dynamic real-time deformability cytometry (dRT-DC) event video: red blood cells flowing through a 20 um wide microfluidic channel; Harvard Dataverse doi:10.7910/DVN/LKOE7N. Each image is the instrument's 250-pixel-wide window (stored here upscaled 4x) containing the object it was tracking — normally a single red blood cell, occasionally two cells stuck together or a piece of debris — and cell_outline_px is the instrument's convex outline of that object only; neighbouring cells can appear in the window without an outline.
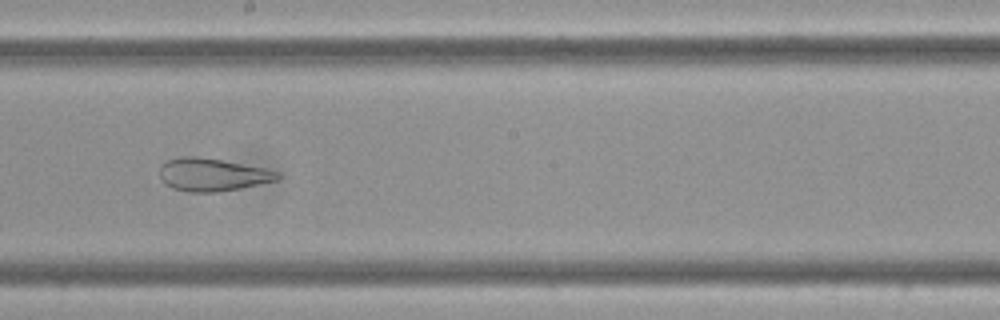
{"species": "Egyptian fruit bat (a non-hibernating species)", "species_latin": "Rousettus aegyptiacus", "temperature_condition": "cold", "stored_images_in_passage": 12, "camera_frame_rate_fps": 3000, "um_per_image_px": 0.085, "frame": {"image": 1, "passage_image": 9, "time_ms": 2.667, "image_size_px": [1000, 320], "cell_outline_px": [[280, 176], [276, 180], [240, 188], [216, 192], [188, 192], [172, 188], [164, 184], [160, 180], [160, 164], [164, 160], [180, 156], [196, 156], [220, 160], [264, 168], [280, 172]], "centroid_in_image_um": [17.97, 14.84], "position_along_channel_um": 230.2, "area_um2": 22.6}}